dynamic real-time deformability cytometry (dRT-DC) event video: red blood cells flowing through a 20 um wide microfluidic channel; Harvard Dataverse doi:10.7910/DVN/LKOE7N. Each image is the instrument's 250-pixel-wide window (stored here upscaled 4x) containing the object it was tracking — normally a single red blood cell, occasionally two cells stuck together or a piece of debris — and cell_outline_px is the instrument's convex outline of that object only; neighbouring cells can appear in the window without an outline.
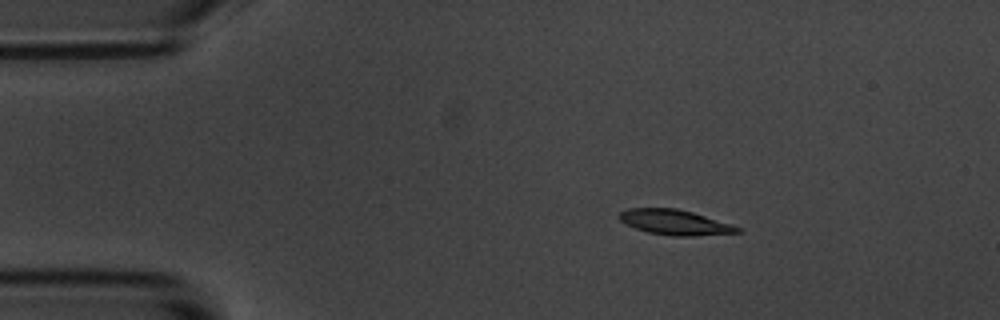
{"species": "common noctule bat (a hibernating species)", "species_latin": "Nyctalus noctula", "temperature_condition": "room temperature", "stored_images_in_passage": 5, "camera_frame_rate_fps": 3000, "um_per_image_px": 0.085, "animal": {"sex": "male", "body_mass_g": 20.1, "forearm_length_mm": 53.5}, "frame": {"image": 1, "passage_image": 2, "time_ms": 1.333, "image_size_px": [1000, 320], "cell_outline_px": [[744, 232], [692, 236], [672, 236], [648, 232], [624, 224], [616, 216], [620, 212], [628, 208], [676, 208], [692, 212], [732, 224], [740, 228]], "centroid_in_image_um": [57.34, 18.89], "position_along_channel_um": 27.7, "area_um2": 17.4}}